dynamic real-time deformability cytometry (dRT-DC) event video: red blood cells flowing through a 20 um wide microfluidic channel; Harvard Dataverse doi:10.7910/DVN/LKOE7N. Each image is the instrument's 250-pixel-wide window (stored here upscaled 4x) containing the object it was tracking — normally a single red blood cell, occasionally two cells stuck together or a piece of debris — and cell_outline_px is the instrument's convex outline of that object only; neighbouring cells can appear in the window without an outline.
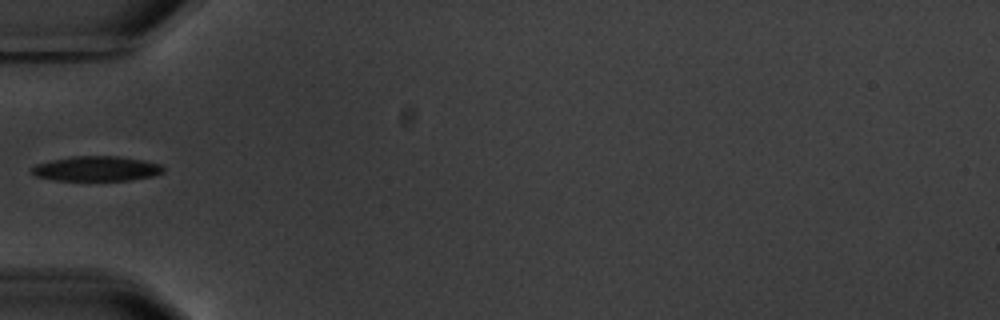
{"species": "common noctule bat (a hibernating species)", "species_latin": "Nyctalus noctula", "temperature_condition": "warm", "stored_images_in_passage": 3, "camera_frame_rate_fps": 3000, "um_per_image_px": 0.085, "animal": {"sex": "male", "body_mass_g": 20.1, "forearm_length_mm": 53.5}, "frame": {"image": 1, "passage_image": 2, "time_ms": 1.333, "image_size_px": [1000, 320], "cell_outline_px": [[164, 172], [152, 176], [128, 180], [56, 180], [36, 176], [32, 172], [32, 168], [36, 164], [52, 160], [72, 156], [120, 156], [144, 160], [160, 164], [164, 168]], "centroid_in_image_um": [8.23, 14.33], "position_along_channel_um": 76.8, "area_um2": 18.96}}
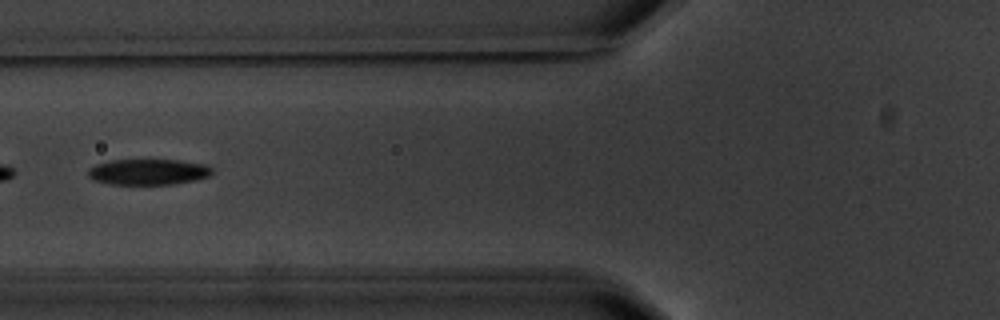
{"frame": {"image": 2, "passage_image": 3, "time_ms": 2.333, "image_size_px": [1000, 320], "cell_outline_px": [[212, 172], [208, 176], [196, 180], [172, 184], [112, 184], [96, 180], [88, 176], [88, 168], [96, 164], [108, 160], [176, 160], [208, 164], [212, 168]], "centroid_in_image_um": [12.61, 14.6], "position_along_channel_um": 113.2, "area_um2": 18.61}}